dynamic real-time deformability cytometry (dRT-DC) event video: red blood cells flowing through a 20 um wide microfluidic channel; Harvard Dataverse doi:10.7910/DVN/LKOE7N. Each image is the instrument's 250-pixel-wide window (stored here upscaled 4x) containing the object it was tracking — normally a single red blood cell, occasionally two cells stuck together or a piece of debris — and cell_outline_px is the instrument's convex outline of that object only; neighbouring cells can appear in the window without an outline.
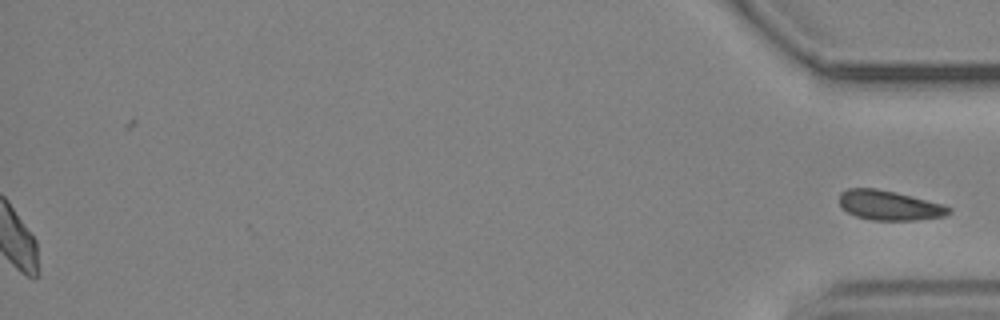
{"species": "common noctule bat (a hibernating species)", "species_latin": "Nyctalus noctula", "temperature_condition": "cold", "stored_images_in_passage": 57, "segment_of_instrument_passage": [2, 2], "camera_frame_rate_fps": 3000, "um_per_image_px": 0.085, "animal": {"sex": "male", "body_mass_g": 19.2, "forearm_length_mm": 51.8}, "frame": {"image": 1, "passage_image": 57, "time_ms": 18.667, "image_size_px": [1000, 320], "cell_outline_px": [[952, 212], [944, 216], [916, 220], [872, 220], [856, 216], [848, 212], [840, 204], [840, 192], [848, 188], [876, 188], [940, 204], [952, 208]], "centroid_in_image_um": [75.56, 17.46], "position_along_channel_um": 359.6, "area_um2": 18.5}}